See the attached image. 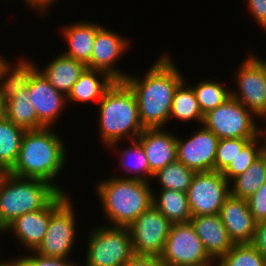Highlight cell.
<instances>
[{"mask_svg": "<svg viewBox=\"0 0 266 266\" xmlns=\"http://www.w3.org/2000/svg\"><path fill=\"white\" fill-rule=\"evenodd\" d=\"M172 223L152 204L128 226L135 256L159 257Z\"/></svg>", "mask_w": 266, "mask_h": 266, "instance_id": "cell-11", "label": "cell"}, {"mask_svg": "<svg viewBox=\"0 0 266 266\" xmlns=\"http://www.w3.org/2000/svg\"><path fill=\"white\" fill-rule=\"evenodd\" d=\"M12 64L6 61L0 74V94L5 101L25 89L39 67L34 61L27 60L26 57L18 59V62L13 64L14 66Z\"/></svg>", "mask_w": 266, "mask_h": 266, "instance_id": "cell-23", "label": "cell"}, {"mask_svg": "<svg viewBox=\"0 0 266 266\" xmlns=\"http://www.w3.org/2000/svg\"><path fill=\"white\" fill-rule=\"evenodd\" d=\"M266 182V150L245 170L230 181V194L249 198ZM232 183V184H231Z\"/></svg>", "mask_w": 266, "mask_h": 266, "instance_id": "cell-27", "label": "cell"}, {"mask_svg": "<svg viewBox=\"0 0 266 266\" xmlns=\"http://www.w3.org/2000/svg\"><path fill=\"white\" fill-rule=\"evenodd\" d=\"M51 215L52 201L41 210L25 213L16 218L2 233H13L25 250L35 251L44 239Z\"/></svg>", "mask_w": 266, "mask_h": 266, "instance_id": "cell-18", "label": "cell"}, {"mask_svg": "<svg viewBox=\"0 0 266 266\" xmlns=\"http://www.w3.org/2000/svg\"><path fill=\"white\" fill-rule=\"evenodd\" d=\"M53 127L26 130L21 141L20 151L9 174L21 178L43 179L54 185L60 192L67 193L55 183L67 162V149L64 140ZM65 144V145H64Z\"/></svg>", "mask_w": 266, "mask_h": 266, "instance_id": "cell-2", "label": "cell"}, {"mask_svg": "<svg viewBox=\"0 0 266 266\" xmlns=\"http://www.w3.org/2000/svg\"><path fill=\"white\" fill-rule=\"evenodd\" d=\"M98 104L99 139L111 151L123 139H137L144 130L136 97L124 81H115Z\"/></svg>", "mask_w": 266, "mask_h": 266, "instance_id": "cell-3", "label": "cell"}, {"mask_svg": "<svg viewBox=\"0 0 266 266\" xmlns=\"http://www.w3.org/2000/svg\"><path fill=\"white\" fill-rule=\"evenodd\" d=\"M27 87L37 119L45 127L54 128L64 108H67V96L57 91L39 70L33 74Z\"/></svg>", "mask_w": 266, "mask_h": 266, "instance_id": "cell-15", "label": "cell"}, {"mask_svg": "<svg viewBox=\"0 0 266 266\" xmlns=\"http://www.w3.org/2000/svg\"><path fill=\"white\" fill-rule=\"evenodd\" d=\"M250 140L242 138L219 139L214 161V171L222 173Z\"/></svg>", "mask_w": 266, "mask_h": 266, "instance_id": "cell-34", "label": "cell"}, {"mask_svg": "<svg viewBox=\"0 0 266 266\" xmlns=\"http://www.w3.org/2000/svg\"><path fill=\"white\" fill-rule=\"evenodd\" d=\"M190 223L214 262H218L233 247L234 243L219 214L192 216Z\"/></svg>", "mask_w": 266, "mask_h": 266, "instance_id": "cell-19", "label": "cell"}, {"mask_svg": "<svg viewBox=\"0 0 266 266\" xmlns=\"http://www.w3.org/2000/svg\"><path fill=\"white\" fill-rule=\"evenodd\" d=\"M159 259L164 266H209L214 263L190 222L171 225Z\"/></svg>", "mask_w": 266, "mask_h": 266, "instance_id": "cell-9", "label": "cell"}, {"mask_svg": "<svg viewBox=\"0 0 266 266\" xmlns=\"http://www.w3.org/2000/svg\"><path fill=\"white\" fill-rule=\"evenodd\" d=\"M0 266H27L24 259L22 257L14 258L7 261L5 259L4 261H0Z\"/></svg>", "mask_w": 266, "mask_h": 266, "instance_id": "cell-41", "label": "cell"}, {"mask_svg": "<svg viewBox=\"0 0 266 266\" xmlns=\"http://www.w3.org/2000/svg\"><path fill=\"white\" fill-rule=\"evenodd\" d=\"M7 59L2 57V55L0 56V74H1V70L3 68V65L6 63Z\"/></svg>", "mask_w": 266, "mask_h": 266, "instance_id": "cell-45", "label": "cell"}, {"mask_svg": "<svg viewBox=\"0 0 266 266\" xmlns=\"http://www.w3.org/2000/svg\"><path fill=\"white\" fill-rule=\"evenodd\" d=\"M190 85L194 90L203 115L220 106L231 97V89L216 80L201 79L195 85Z\"/></svg>", "mask_w": 266, "mask_h": 266, "instance_id": "cell-30", "label": "cell"}, {"mask_svg": "<svg viewBox=\"0 0 266 266\" xmlns=\"http://www.w3.org/2000/svg\"><path fill=\"white\" fill-rule=\"evenodd\" d=\"M209 266H220L217 262H214L212 265Z\"/></svg>", "mask_w": 266, "mask_h": 266, "instance_id": "cell-47", "label": "cell"}, {"mask_svg": "<svg viewBox=\"0 0 266 266\" xmlns=\"http://www.w3.org/2000/svg\"><path fill=\"white\" fill-rule=\"evenodd\" d=\"M162 54L142 76L130 74L123 80L133 91L143 128H165L173 95L185 76L170 57ZM141 78V79H140Z\"/></svg>", "mask_w": 266, "mask_h": 266, "instance_id": "cell-1", "label": "cell"}, {"mask_svg": "<svg viewBox=\"0 0 266 266\" xmlns=\"http://www.w3.org/2000/svg\"><path fill=\"white\" fill-rule=\"evenodd\" d=\"M251 17L266 31V0H246Z\"/></svg>", "mask_w": 266, "mask_h": 266, "instance_id": "cell-37", "label": "cell"}, {"mask_svg": "<svg viewBox=\"0 0 266 266\" xmlns=\"http://www.w3.org/2000/svg\"><path fill=\"white\" fill-rule=\"evenodd\" d=\"M195 173L176 160L158 170L152 180L155 179L160 185L159 189H172L187 193Z\"/></svg>", "mask_w": 266, "mask_h": 266, "instance_id": "cell-31", "label": "cell"}, {"mask_svg": "<svg viewBox=\"0 0 266 266\" xmlns=\"http://www.w3.org/2000/svg\"><path fill=\"white\" fill-rule=\"evenodd\" d=\"M200 127L188 139L177 136V160L195 172L214 171L219 139L204 126Z\"/></svg>", "mask_w": 266, "mask_h": 266, "instance_id": "cell-14", "label": "cell"}, {"mask_svg": "<svg viewBox=\"0 0 266 266\" xmlns=\"http://www.w3.org/2000/svg\"><path fill=\"white\" fill-rule=\"evenodd\" d=\"M128 147L122 150H119V154L121 158H119V165H121V169L123 172H127L128 175L125 176H114L117 178L123 179H136L141 181L149 182L150 178L152 181L153 173L150 171V166L148 160L146 158L145 151L142 147V144L137 140H130ZM123 167V168H122Z\"/></svg>", "mask_w": 266, "mask_h": 266, "instance_id": "cell-25", "label": "cell"}, {"mask_svg": "<svg viewBox=\"0 0 266 266\" xmlns=\"http://www.w3.org/2000/svg\"><path fill=\"white\" fill-rule=\"evenodd\" d=\"M257 117L233 97L204 114L202 126L213 132L218 139H254L263 132Z\"/></svg>", "mask_w": 266, "mask_h": 266, "instance_id": "cell-8", "label": "cell"}, {"mask_svg": "<svg viewBox=\"0 0 266 266\" xmlns=\"http://www.w3.org/2000/svg\"><path fill=\"white\" fill-rule=\"evenodd\" d=\"M261 139V140H260ZM262 142V144H260ZM266 150V140L263 132L251 139L233 159L222 175L230 182L245 170Z\"/></svg>", "mask_w": 266, "mask_h": 266, "instance_id": "cell-32", "label": "cell"}, {"mask_svg": "<svg viewBox=\"0 0 266 266\" xmlns=\"http://www.w3.org/2000/svg\"><path fill=\"white\" fill-rule=\"evenodd\" d=\"M246 58L233 72L237 90H231V97L266 123V74L261 63L252 54H248Z\"/></svg>", "mask_w": 266, "mask_h": 266, "instance_id": "cell-10", "label": "cell"}, {"mask_svg": "<svg viewBox=\"0 0 266 266\" xmlns=\"http://www.w3.org/2000/svg\"><path fill=\"white\" fill-rule=\"evenodd\" d=\"M230 195V182L217 171L196 172L187 196L191 216L217 215Z\"/></svg>", "mask_w": 266, "mask_h": 266, "instance_id": "cell-12", "label": "cell"}, {"mask_svg": "<svg viewBox=\"0 0 266 266\" xmlns=\"http://www.w3.org/2000/svg\"><path fill=\"white\" fill-rule=\"evenodd\" d=\"M246 200L254 220L257 223L266 222V182Z\"/></svg>", "mask_w": 266, "mask_h": 266, "instance_id": "cell-35", "label": "cell"}, {"mask_svg": "<svg viewBox=\"0 0 266 266\" xmlns=\"http://www.w3.org/2000/svg\"><path fill=\"white\" fill-rule=\"evenodd\" d=\"M165 130L145 128L137 138L142 144L153 174L177 160V134Z\"/></svg>", "mask_w": 266, "mask_h": 266, "instance_id": "cell-17", "label": "cell"}, {"mask_svg": "<svg viewBox=\"0 0 266 266\" xmlns=\"http://www.w3.org/2000/svg\"><path fill=\"white\" fill-rule=\"evenodd\" d=\"M67 194L60 192L52 200V215L47 232L35 250L41 256L68 258L74 250L78 220L75 207Z\"/></svg>", "mask_w": 266, "mask_h": 266, "instance_id": "cell-6", "label": "cell"}, {"mask_svg": "<svg viewBox=\"0 0 266 266\" xmlns=\"http://www.w3.org/2000/svg\"><path fill=\"white\" fill-rule=\"evenodd\" d=\"M25 131L7 117L0 120V164L7 172L17 160Z\"/></svg>", "mask_w": 266, "mask_h": 266, "instance_id": "cell-29", "label": "cell"}, {"mask_svg": "<svg viewBox=\"0 0 266 266\" xmlns=\"http://www.w3.org/2000/svg\"><path fill=\"white\" fill-rule=\"evenodd\" d=\"M123 266H164L159 257L133 256Z\"/></svg>", "mask_w": 266, "mask_h": 266, "instance_id": "cell-39", "label": "cell"}, {"mask_svg": "<svg viewBox=\"0 0 266 266\" xmlns=\"http://www.w3.org/2000/svg\"><path fill=\"white\" fill-rule=\"evenodd\" d=\"M40 68L38 70L54 88L67 96L87 66L61 53L53 58L45 67Z\"/></svg>", "mask_w": 266, "mask_h": 266, "instance_id": "cell-22", "label": "cell"}, {"mask_svg": "<svg viewBox=\"0 0 266 266\" xmlns=\"http://www.w3.org/2000/svg\"><path fill=\"white\" fill-rule=\"evenodd\" d=\"M251 244L266 259V222H258Z\"/></svg>", "mask_w": 266, "mask_h": 266, "instance_id": "cell-38", "label": "cell"}, {"mask_svg": "<svg viewBox=\"0 0 266 266\" xmlns=\"http://www.w3.org/2000/svg\"><path fill=\"white\" fill-rule=\"evenodd\" d=\"M29 88L21 90L13 98L6 101V117L15 125L25 130H37L45 126L37 119Z\"/></svg>", "mask_w": 266, "mask_h": 266, "instance_id": "cell-28", "label": "cell"}, {"mask_svg": "<svg viewBox=\"0 0 266 266\" xmlns=\"http://www.w3.org/2000/svg\"><path fill=\"white\" fill-rule=\"evenodd\" d=\"M8 172L5 170V168L0 164V181L4 178V176L7 174Z\"/></svg>", "mask_w": 266, "mask_h": 266, "instance_id": "cell-44", "label": "cell"}, {"mask_svg": "<svg viewBox=\"0 0 266 266\" xmlns=\"http://www.w3.org/2000/svg\"><path fill=\"white\" fill-rule=\"evenodd\" d=\"M59 193L43 179L7 173L0 181V231L21 215L45 208Z\"/></svg>", "mask_w": 266, "mask_h": 266, "instance_id": "cell-5", "label": "cell"}, {"mask_svg": "<svg viewBox=\"0 0 266 266\" xmlns=\"http://www.w3.org/2000/svg\"><path fill=\"white\" fill-rule=\"evenodd\" d=\"M220 266H266V259L251 243L234 244L217 262Z\"/></svg>", "mask_w": 266, "mask_h": 266, "instance_id": "cell-33", "label": "cell"}, {"mask_svg": "<svg viewBox=\"0 0 266 266\" xmlns=\"http://www.w3.org/2000/svg\"><path fill=\"white\" fill-rule=\"evenodd\" d=\"M187 84L189 83L184 79L174 92L169 122L173 119L182 122H189L194 119L202 125L204 115L200 110L192 86Z\"/></svg>", "mask_w": 266, "mask_h": 266, "instance_id": "cell-26", "label": "cell"}, {"mask_svg": "<svg viewBox=\"0 0 266 266\" xmlns=\"http://www.w3.org/2000/svg\"><path fill=\"white\" fill-rule=\"evenodd\" d=\"M26 6L30 10L38 11V14L40 15H47V12L49 11L50 7H52L53 3L57 2L58 0H23ZM46 12V13H45Z\"/></svg>", "mask_w": 266, "mask_h": 266, "instance_id": "cell-40", "label": "cell"}, {"mask_svg": "<svg viewBox=\"0 0 266 266\" xmlns=\"http://www.w3.org/2000/svg\"><path fill=\"white\" fill-rule=\"evenodd\" d=\"M152 204L172 224L190 222L192 217L187 193L181 191L160 189L156 193L153 190Z\"/></svg>", "mask_w": 266, "mask_h": 266, "instance_id": "cell-24", "label": "cell"}, {"mask_svg": "<svg viewBox=\"0 0 266 266\" xmlns=\"http://www.w3.org/2000/svg\"><path fill=\"white\" fill-rule=\"evenodd\" d=\"M264 125H266V124L264 123ZM263 134H264V136H265V140H266V126L263 127Z\"/></svg>", "mask_w": 266, "mask_h": 266, "instance_id": "cell-46", "label": "cell"}, {"mask_svg": "<svg viewBox=\"0 0 266 266\" xmlns=\"http://www.w3.org/2000/svg\"><path fill=\"white\" fill-rule=\"evenodd\" d=\"M115 81L101 70L86 68L67 95V102L80 105L84 102L98 103Z\"/></svg>", "mask_w": 266, "mask_h": 266, "instance_id": "cell-21", "label": "cell"}, {"mask_svg": "<svg viewBox=\"0 0 266 266\" xmlns=\"http://www.w3.org/2000/svg\"><path fill=\"white\" fill-rule=\"evenodd\" d=\"M219 216L234 244L252 242L257 222L246 199L230 194L222 205Z\"/></svg>", "mask_w": 266, "mask_h": 266, "instance_id": "cell-16", "label": "cell"}, {"mask_svg": "<svg viewBox=\"0 0 266 266\" xmlns=\"http://www.w3.org/2000/svg\"><path fill=\"white\" fill-rule=\"evenodd\" d=\"M122 35L102 25L97 30L87 68L101 70L116 81H123L128 73L122 72L115 64L120 61L124 53L127 54L126 51L128 52L131 45L130 40Z\"/></svg>", "mask_w": 266, "mask_h": 266, "instance_id": "cell-13", "label": "cell"}, {"mask_svg": "<svg viewBox=\"0 0 266 266\" xmlns=\"http://www.w3.org/2000/svg\"><path fill=\"white\" fill-rule=\"evenodd\" d=\"M30 252L27 251L28 255H21L27 266H81L71 259L70 262L68 258L45 257L35 251Z\"/></svg>", "mask_w": 266, "mask_h": 266, "instance_id": "cell-36", "label": "cell"}, {"mask_svg": "<svg viewBox=\"0 0 266 266\" xmlns=\"http://www.w3.org/2000/svg\"><path fill=\"white\" fill-rule=\"evenodd\" d=\"M262 65L264 71H265V74H266V58L263 59L262 57L260 56H256L257 54H252Z\"/></svg>", "mask_w": 266, "mask_h": 266, "instance_id": "cell-43", "label": "cell"}, {"mask_svg": "<svg viewBox=\"0 0 266 266\" xmlns=\"http://www.w3.org/2000/svg\"><path fill=\"white\" fill-rule=\"evenodd\" d=\"M86 242L84 266H123L134 256L128 227H93Z\"/></svg>", "mask_w": 266, "mask_h": 266, "instance_id": "cell-7", "label": "cell"}, {"mask_svg": "<svg viewBox=\"0 0 266 266\" xmlns=\"http://www.w3.org/2000/svg\"><path fill=\"white\" fill-rule=\"evenodd\" d=\"M6 117V101L0 94V120Z\"/></svg>", "mask_w": 266, "mask_h": 266, "instance_id": "cell-42", "label": "cell"}, {"mask_svg": "<svg viewBox=\"0 0 266 266\" xmlns=\"http://www.w3.org/2000/svg\"><path fill=\"white\" fill-rule=\"evenodd\" d=\"M96 185L103 216L109 226L128 227L152 205L150 182L111 175Z\"/></svg>", "mask_w": 266, "mask_h": 266, "instance_id": "cell-4", "label": "cell"}, {"mask_svg": "<svg viewBox=\"0 0 266 266\" xmlns=\"http://www.w3.org/2000/svg\"><path fill=\"white\" fill-rule=\"evenodd\" d=\"M64 26L61 31L68 49L66 48L62 54L87 65L90 62L97 30L102 24L80 21Z\"/></svg>", "mask_w": 266, "mask_h": 266, "instance_id": "cell-20", "label": "cell"}]
</instances>
